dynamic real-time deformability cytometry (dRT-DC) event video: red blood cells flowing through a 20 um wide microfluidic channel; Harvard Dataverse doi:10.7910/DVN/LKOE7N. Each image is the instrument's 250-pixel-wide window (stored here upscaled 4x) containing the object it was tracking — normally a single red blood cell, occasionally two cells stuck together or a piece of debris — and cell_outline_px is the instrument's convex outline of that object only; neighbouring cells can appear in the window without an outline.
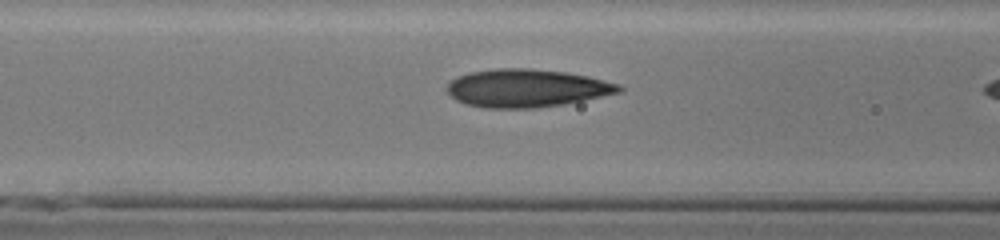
{"species": "human", "species_latin": "Homo sapiens", "temperature_condition": "cold", "stored_images_in_passage": 21, "camera_frame_rate_fps": 3000, "um_per_image_px": 0.085, "donor": {"sex": "male"}, "frame": {"image": 1, "passage_image": 19, "time_ms": 6.0, "image_size_px": [1000, 240], "cell_outline_px": [[624, 88], [620, 92], [564, 104], [536, 108], [484, 108], [464, 104], [456, 100], [448, 92], [448, 84], [452, 80], [460, 76], [472, 72], [496, 68], [528, 68], [564, 72], [588, 76], [620, 84]], "centroid_in_image_um": [44.77, 7.5], "position_along_channel_um": 121.8, "area_um2": 37.86}}